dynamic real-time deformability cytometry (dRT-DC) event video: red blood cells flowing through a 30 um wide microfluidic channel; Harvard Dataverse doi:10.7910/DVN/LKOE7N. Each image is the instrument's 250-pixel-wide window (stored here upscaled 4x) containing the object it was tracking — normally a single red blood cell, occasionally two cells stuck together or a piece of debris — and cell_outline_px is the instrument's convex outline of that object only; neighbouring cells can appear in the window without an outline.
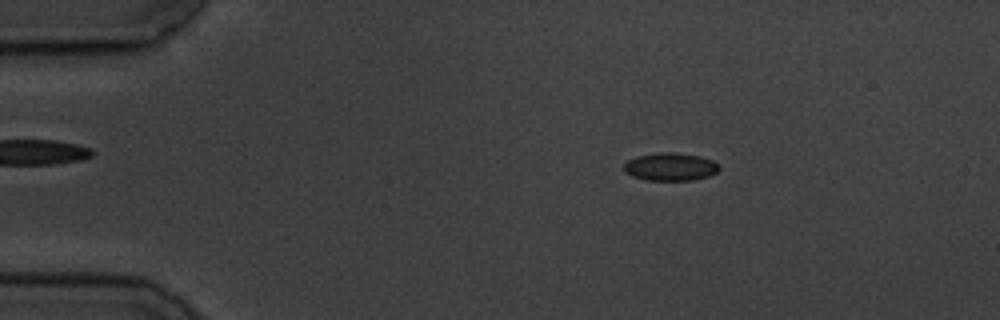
{"species": "common noctule bat (a hibernating species)", "species_latin": "Nyctalus noctula", "temperature_condition": "cold", "stored_images_in_passage": 5, "camera_frame_rate_fps": 3000, "um_per_image_px": 0.085, "animal": {"sex": "male", "body_mass_g": 19.5, "forearm_length_mm": 54.6}, "frame": {"image": 1, "passage_image": 3, "time_ms": 2.333, "image_size_px": [1000, 320], "cell_outline_px": [[720, 168], [716, 172], [708, 176], [692, 180], [644, 180], [632, 176], [624, 172], [624, 164], [628, 160], [636, 156], [660, 152], [676, 152], [700, 156], [712, 160], [720, 164]], "centroid_in_image_um": [56.98, 14.17], "position_along_channel_um": 28.0, "area_um2": 15.61}}